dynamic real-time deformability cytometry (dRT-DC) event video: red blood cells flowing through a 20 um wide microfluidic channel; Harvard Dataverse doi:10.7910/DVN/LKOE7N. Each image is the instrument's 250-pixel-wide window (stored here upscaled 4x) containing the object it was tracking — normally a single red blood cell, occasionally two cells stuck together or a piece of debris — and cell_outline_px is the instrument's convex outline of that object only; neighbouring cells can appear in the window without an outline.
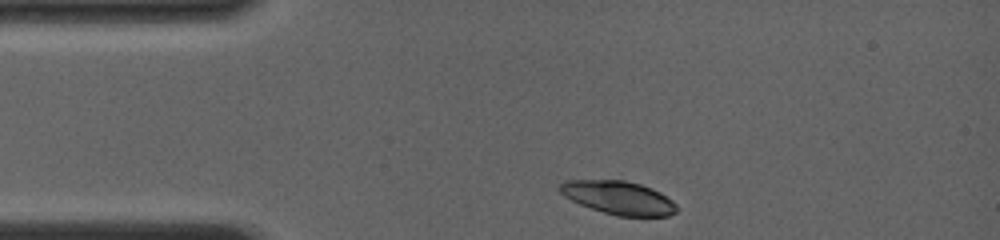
{"species": "common noctule bat (a hibernating species)", "species_latin": "Nyctalus noctula", "temperature_condition": "room temperature", "stored_images_in_passage": 11, "camera_frame_rate_fps": 4000, "um_per_image_px": 0.085, "animal": {"sex": "female", "body_mass_g": 19.0, "forearm_length_mm": 56.7}, "frame": {"image": 1, "passage_image": 1, "time_ms": 0.0, "image_size_px": [1000, 240], "cell_outline_px": [[676, 212], [668, 216], [616, 216], [580, 204], [564, 196], [556, 188], [564, 180], [624, 180], [640, 184], [652, 188], [660, 192], [672, 200], [676, 204]], "centroid_in_image_um": [52.56, 16.79], "position_along_channel_um": 32.4, "area_um2": 22.72}}
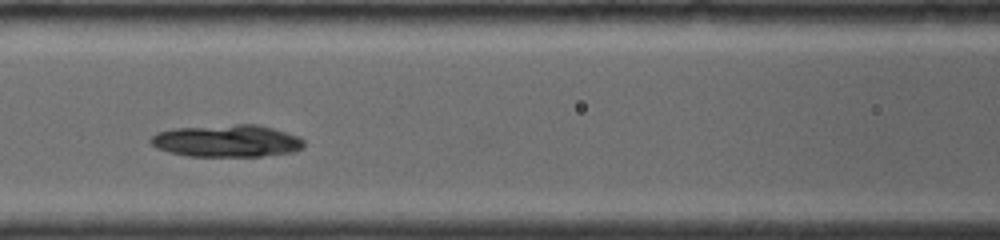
{"frame": {"image": 2, "passage_image": 7, "time_ms": 3.75, "image_size_px": [1000, 240], "cell_outline_px": [[304, 148], [296, 152], [260, 156], [188, 156], [168, 152], [156, 148], [148, 140], [156, 132], [176, 128], [236, 124], [256, 124], [272, 128], [300, 136], [304, 140]], "centroid_in_image_um": [19.31, 11.98], "position_along_channel_um": 147.3, "area_um2": 29.02}}
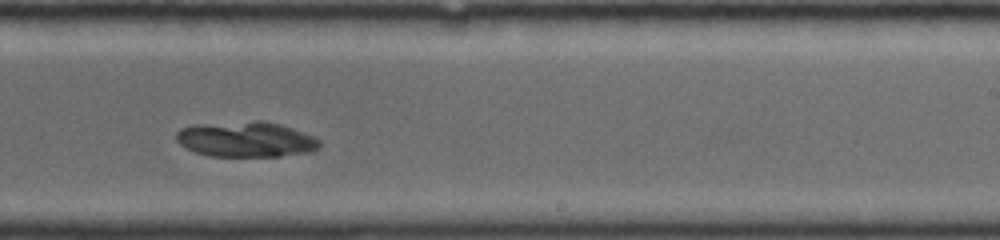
{"frame": {"image": 3, "passage_image": 11, "time_ms": 6.75, "image_size_px": [1000, 240], "cell_outline_px": [[320, 148], [312, 152], [280, 156], [208, 156], [196, 152], [180, 144], [176, 140], [176, 132], [180, 128], [196, 124], [256, 120], [264, 120], [280, 124], [292, 128], [312, 136], [320, 140]], "centroid_in_image_um": [20.92, 11.84], "position_along_channel_um": 268.1, "area_um2": 29.77}}